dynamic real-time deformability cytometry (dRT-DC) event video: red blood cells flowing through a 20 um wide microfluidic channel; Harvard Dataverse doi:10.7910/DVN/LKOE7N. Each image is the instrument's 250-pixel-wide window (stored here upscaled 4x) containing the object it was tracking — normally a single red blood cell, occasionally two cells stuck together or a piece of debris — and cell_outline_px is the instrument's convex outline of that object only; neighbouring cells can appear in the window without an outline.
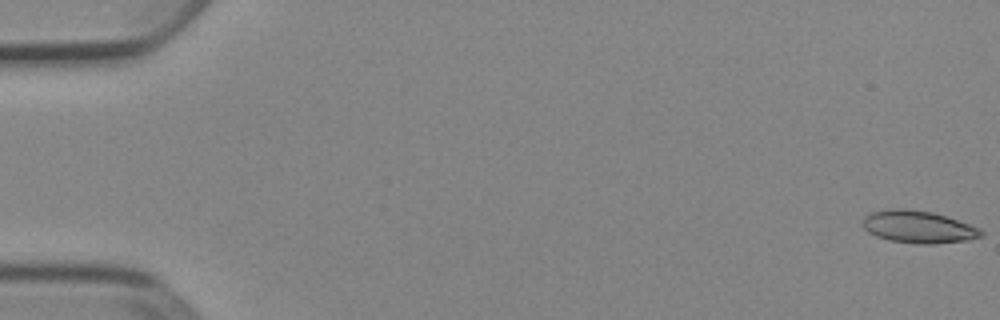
{"species": "Egyptian fruit bat (a non-hibernating species)", "species_latin": "Rousettus aegyptiacus", "temperature_condition": "cold", "stored_images_in_passage": 53, "camera_frame_rate_fps": 3000, "um_per_image_px": 0.085, "animal": {"sex": "female"}, "frame": {"image": 1, "passage_image": 1, "time_ms": 0.0, "image_size_px": [1000, 320], "cell_outline_px": [[984, 236], [968, 240], [932, 244], [916, 244], [888, 240], [876, 236], [868, 232], [864, 228], [864, 216], [872, 212], [892, 208], [904, 208], [932, 212], [980, 228], [984, 232]], "centroid_in_image_um": [78.06, 19.29], "position_along_channel_um": 6.9, "area_um2": 22.25}}
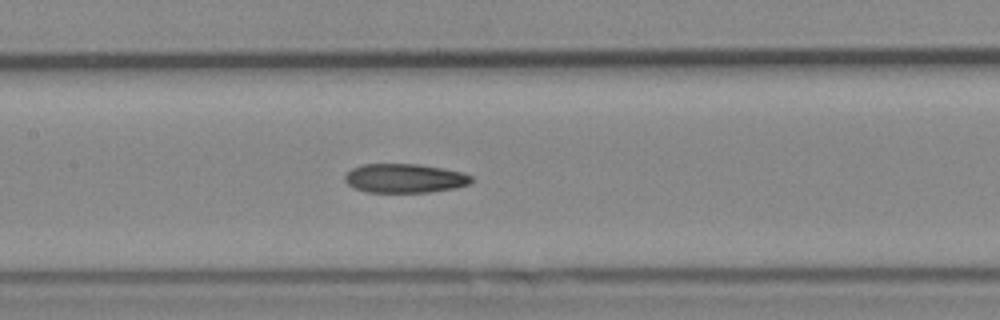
{"frame": {"image": 2, "passage_image": 26, "time_ms": 8.333, "image_size_px": [1000, 320], "cell_outline_px": [[472, 180], [468, 184], [456, 188], [428, 192], [364, 192], [352, 188], [344, 180], [344, 176], [352, 168], [364, 164], [420, 164], [444, 168], [464, 172], [472, 176]], "centroid_in_image_um": [34.39, 15.15], "position_along_channel_um": 173.0, "area_um2": 21.62}}
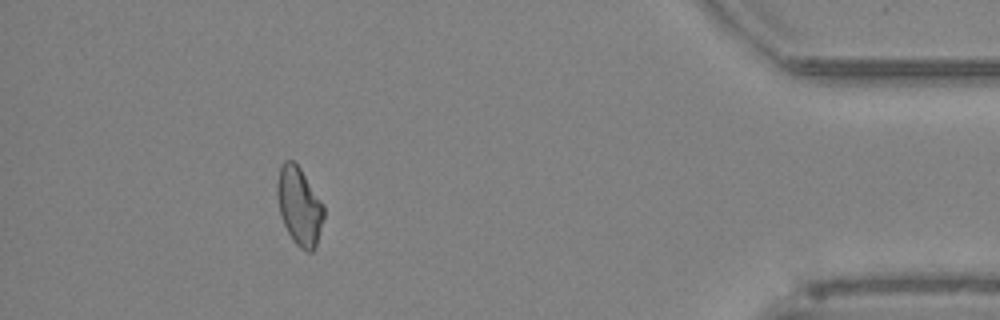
{"frame": {"image": 3, "passage_image": 48, "time_ms": 15.667, "image_size_px": [1000, 320], "cell_outline_px": [[324, 216], [316, 248], [312, 252], [308, 252], [300, 248], [292, 240], [280, 216], [276, 196], [276, 184], [280, 168], [284, 160], [292, 160], [300, 168], [324, 204]], "centroid_in_image_um": [25.44, 17.54], "position_along_channel_um": 409.8, "area_um2": 21.39}, "authors_computed_cell_mechanics": {"area_um2": 21.8484, "velocity_mm_per_s": 3.9114, "shape_relaxation_time_tau1_ms": null, "shape_relaxation_time_tau2_ms": 7.7054, "deformation_change_tau1": null, "deformation_change_tau2": 0.1642}}